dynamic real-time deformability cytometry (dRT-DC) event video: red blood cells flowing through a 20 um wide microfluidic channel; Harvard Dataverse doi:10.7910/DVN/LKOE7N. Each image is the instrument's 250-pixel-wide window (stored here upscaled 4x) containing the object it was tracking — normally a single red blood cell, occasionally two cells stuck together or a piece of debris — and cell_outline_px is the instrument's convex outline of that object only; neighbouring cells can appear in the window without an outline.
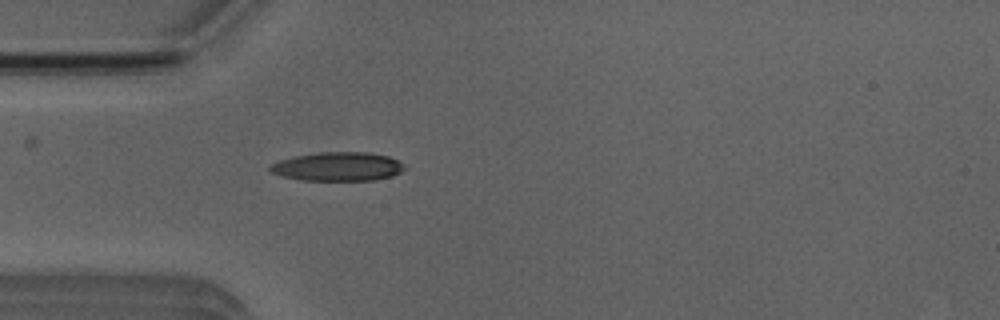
{"species": "Egyptian fruit bat (a non-hibernating species)", "species_latin": "Rousettus aegyptiacus", "temperature_condition": "room temperature", "stored_images_in_passage": 32, "camera_frame_rate_fps": 3000, "um_per_image_px": 0.085, "animal": {"sex": "male"}, "frame": {"image": 1, "passage_image": 4, "time_ms": 1.0, "image_size_px": [1000, 320], "cell_outline_px": [[408, 168], [392, 176], [376, 180], [300, 180], [268, 172], [268, 168], [272, 164], [280, 160], [296, 156], [320, 152], [368, 152], [388, 156], [404, 164]], "centroid_in_image_um": [28.73, 14.16], "position_along_channel_um": 56.3, "area_um2": 22.6}}
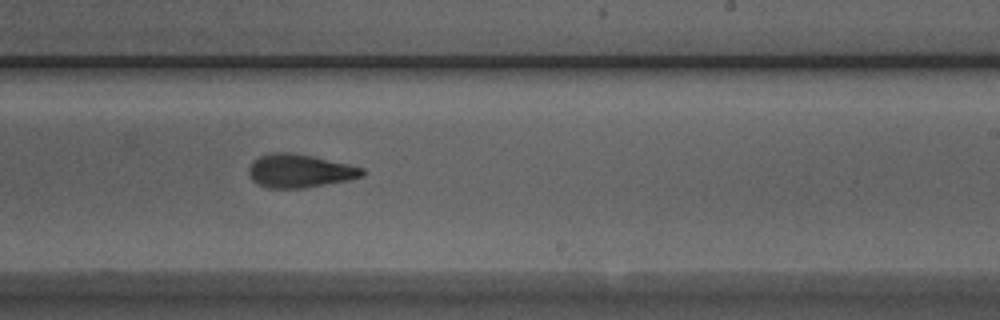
{"frame": {"image": 2, "passage_image": 20, "time_ms": 6.333, "image_size_px": [1000, 320], "cell_outline_px": [[364, 176], [348, 180], [304, 188], [268, 188], [256, 184], [252, 180], [248, 172], [248, 168], [252, 160], [260, 156], [272, 152], [292, 152], [312, 156], [348, 164], [364, 168]], "centroid_in_image_um": [25.44, 14.52], "position_along_channel_um": 263.6, "area_um2": 22.2}}
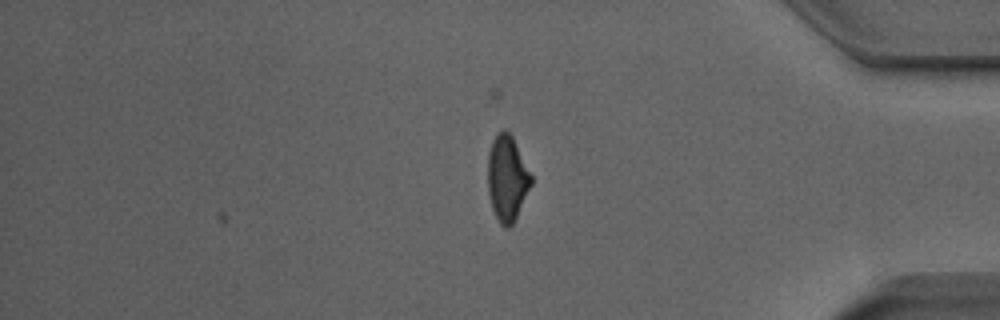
{"frame": {"image": 3, "passage_image": 32, "time_ms": 10.333, "image_size_px": [1000, 320], "cell_outline_px": [[532, 184], [512, 224], [508, 228], [504, 228], [500, 224], [492, 208], [488, 192], [488, 152], [492, 140], [496, 132], [504, 128], [512, 136], [532, 176]], "centroid_in_image_um": [43.09, 15.12], "position_along_channel_um": 392.1, "area_um2": 21.56}, "authors_computed_cell_mechanics": {"area_um2": 22.3686, "velocity_mm_per_s": 3.9534, "shape_relaxation_time_tau1_ms": 4.5209, "shape_relaxation_time_tau2_ms": 3.6019, "deformation_change_tau1": 0.1726, "deformation_change_tau2": 0.1175}}